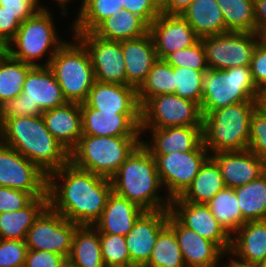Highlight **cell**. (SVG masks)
<instances>
[{"instance_id":"obj_21","label":"cell","mask_w":266,"mask_h":267,"mask_svg":"<svg viewBox=\"0 0 266 267\" xmlns=\"http://www.w3.org/2000/svg\"><path fill=\"white\" fill-rule=\"evenodd\" d=\"M210 156L220 168L225 187L232 189L246 185L266 171V163L249 149L218 152Z\"/></svg>"},{"instance_id":"obj_34","label":"cell","mask_w":266,"mask_h":267,"mask_svg":"<svg viewBox=\"0 0 266 267\" xmlns=\"http://www.w3.org/2000/svg\"><path fill=\"white\" fill-rule=\"evenodd\" d=\"M234 190L246 221L266 220V171L257 179Z\"/></svg>"},{"instance_id":"obj_28","label":"cell","mask_w":266,"mask_h":267,"mask_svg":"<svg viewBox=\"0 0 266 267\" xmlns=\"http://www.w3.org/2000/svg\"><path fill=\"white\" fill-rule=\"evenodd\" d=\"M48 206L49 197L41 196L18 211L0 213V239L25 240L30 227Z\"/></svg>"},{"instance_id":"obj_14","label":"cell","mask_w":266,"mask_h":267,"mask_svg":"<svg viewBox=\"0 0 266 267\" xmlns=\"http://www.w3.org/2000/svg\"><path fill=\"white\" fill-rule=\"evenodd\" d=\"M87 49L95 81L126 85V68L120 41L100 38L92 31H72Z\"/></svg>"},{"instance_id":"obj_48","label":"cell","mask_w":266,"mask_h":267,"mask_svg":"<svg viewBox=\"0 0 266 267\" xmlns=\"http://www.w3.org/2000/svg\"><path fill=\"white\" fill-rule=\"evenodd\" d=\"M24 267H68V259L54 252L28 250Z\"/></svg>"},{"instance_id":"obj_12","label":"cell","mask_w":266,"mask_h":267,"mask_svg":"<svg viewBox=\"0 0 266 267\" xmlns=\"http://www.w3.org/2000/svg\"><path fill=\"white\" fill-rule=\"evenodd\" d=\"M78 226L48 206L28 230L26 246L28 250L54 252L68 259Z\"/></svg>"},{"instance_id":"obj_18","label":"cell","mask_w":266,"mask_h":267,"mask_svg":"<svg viewBox=\"0 0 266 267\" xmlns=\"http://www.w3.org/2000/svg\"><path fill=\"white\" fill-rule=\"evenodd\" d=\"M169 209L145 210L125 236L131 265H146L160 231L168 224Z\"/></svg>"},{"instance_id":"obj_51","label":"cell","mask_w":266,"mask_h":267,"mask_svg":"<svg viewBox=\"0 0 266 267\" xmlns=\"http://www.w3.org/2000/svg\"><path fill=\"white\" fill-rule=\"evenodd\" d=\"M256 33L263 39L266 38V0H253Z\"/></svg>"},{"instance_id":"obj_36","label":"cell","mask_w":266,"mask_h":267,"mask_svg":"<svg viewBox=\"0 0 266 267\" xmlns=\"http://www.w3.org/2000/svg\"><path fill=\"white\" fill-rule=\"evenodd\" d=\"M176 90L175 73L173 67L164 60H157L146 80L137 89V97L142 106L150 97L159 94H174Z\"/></svg>"},{"instance_id":"obj_3","label":"cell","mask_w":266,"mask_h":267,"mask_svg":"<svg viewBox=\"0 0 266 267\" xmlns=\"http://www.w3.org/2000/svg\"><path fill=\"white\" fill-rule=\"evenodd\" d=\"M111 182L115 194L136 203L144 210L170 207L171 199L168 196H159V189L163 187L155 158L142 142L122 163Z\"/></svg>"},{"instance_id":"obj_26","label":"cell","mask_w":266,"mask_h":267,"mask_svg":"<svg viewBox=\"0 0 266 267\" xmlns=\"http://www.w3.org/2000/svg\"><path fill=\"white\" fill-rule=\"evenodd\" d=\"M42 118L48 131L70 153L83 135L80 103L67 102L43 112Z\"/></svg>"},{"instance_id":"obj_52","label":"cell","mask_w":266,"mask_h":267,"mask_svg":"<svg viewBox=\"0 0 266 267\" xmlns=\"http://www.w3.org/2000/svg\"><path fill=\"white\" fill-rule=\"evenodd\" d=\"M193 0H161V12L169 15H181Z\"/></svg>"},{"instance_id":"obj_44","label":"cell","mask_w":266,"mask_h":267,"mask_svg":"<svg viewBox=\"0 0 266 267\" xmlns=\"http://www.w3.org/2000/svg\"><path fill=\"white\" fill-rule=\"evenodd\" d=\"M27 252L25 240L0 239V267H24Z\"/></svg>"},{"instance_id":"obj_27","label":"cell","mask_w":266,"mask_h":267,"mask_svg":"<svg viewBox=\"0 0 266 267\" xmlns=\"http://www.w3.org/2000/svg\"><path fill=\"white\" fill-rule=\"evenodd\" d=\"M144 211L136 203L112 192L100 219L93 226L100 234L125 237Z\"/></svg>"},{"instance_id":"obj_20","label":"cell","mask_w":266,"mask_h":267,"mask_svg":"<svg viewBox=\"0 0 266 267\" xmlns=\"http://www.w3.org/2000/svg\"><path fill=\"white\" fill-rule=\"evenodd\" d=\"M168 225L174 230L186 267H217L226 253L215 243L182 226L171 214Z\"/></svg>"},{"instance_id":"obj_7","label":"cell","mask_w":266,"mask_h":267,"mask_svg":"<svg viewBox=\"0 0 266 267\" xmlns=\"http://www.w3.org/2000/svg\"><path fill=\"white\" fill-rule=\"evenodd\" d=\"M201 113L245 101H260L261 92L253 82L250 66L227 70L208 69L203 75Z\"/></svg>"},{"instance_id":"obj_24","label":"cell","mask_w":266,"mask_h":267,"mask_svg":"<svg viewBox=\"0 0 266 267\" xmlns=\"http://www.w3.org/2000/svg\"><path fill=\"white\" fill-rule=\"evenodd\" d=\"M85 103L100 112H141L137 89L131 85L95 81Z\"/></svg>"},{"instance_id":"obj_43","label":"cell","mask_w":266,"mask_h":267,"mask_svg":"<svg viewBox=\"0 0 266 267\" xmlns=\"http://www.w3.org/2000/svg\"><path fill=\"white\" fill-rule=\"evenodd\" d=\"M249 150L266 163V110L261 105L251 116Z\"/></svg>"},{"instance_id":"obj_38","label":"cell","mask_w":266,"mask_h":267,"mask_svg":"<svg viewBox=\"0 0 266 267\" xmlns=\"http://www.w3.org/2000/svg\"><path fill=\"white\" fill-rule=\"evenodd\" d=\"M224 17L226 32H256L253 0H216Z\"/></svg>"},{"instance_id":"obj_50","label":"cell","mask_w":266,"mask_h":267,"mask_svg":"<svg viewBox=\"0 0 266 267\" xmlns=\"http://www.w3.org/2000/svg\"><path fill=\"white\" fill-rule=\"evenodd\" d=\"M39 0H0V6L12 13H18V20L22 23L35 12L46 9Z\"/></svg>"},{"instance_id":"obj_22","label":"cell","mask_w":266,"mask_h":267,"mask_svg":"<svg viewBox=\"0 0 266 267\" xmlns=\"http://www.w3.org/2000/svg\"><path fill=\"white\" fill-rule=\"evenodd\" d=\"M229 255L238 264L259 266L266 259V220L244 223L231 236Z\"/></svg>"},{"instance_id":"obj_57","label":"cell","mask_w":266,"mask_h":267,"mask_svg":"<svg viewBox=\"0 0 266 267\" xmlns=\"http://www.w3.org/2000/svg\"><path fill=\"white\" fill-rule=\"evenodd\" d=\"M128 267H148L146 265H131V266H128Z\"/></svg>"},{"instance_id":"obj_23","label":"cell","mask_w":266,"mask_h":267,"mask_svg":"<svg viewBox=\"0 0 266 267\" xmlns=\"http://www.w3.org/2000/svg\"><path fill=\"white\" fill-rule=\"evenodd\" d=\"M148 129L151 131L152 141L148 143L142 140V144L152 155L193 151L203 143V126L140 128L141 134Z\"/></svg>"},{"instance_id":"obj_2","label":"cell","mask_w":266,"mask_h":267,"mask_svg":"<svg viewBox=\"0 0 266 267\" xmlns=\"http://www.w3.org/2000/svg\"><path fill=\"white\" fill-rule=\"evenodd\" d=\"M0 142L47 175L70 162V153L48 131L42 115L0 118Z\"/></svg>"},{"instance_id":"obj_9","label":"cell","mask_w":266,"mask_h":267,"mask_svg":"<svg viewBox=\"0 0 266 267\" xmlns=\"http://www.w3.org/2000/svg\"><path fill=\"white\" fill-rule=\"evenodd\" d=\"M65 42L52 57L48 67L54 73L67 102L83 103L95 82L89 53L76 38Z\"/></svg>"},{"instance_id":"obj_40","label":"cell","mask_w":266,"mask_h":267,"mask_svg":"<svg viewBox=\"0 0 266 267\" xmlns=\"http://www.w3.org/2000/svg\"><path fill=\"white\" fill-rule=\"evenodd\" d=\"M175 73L176 95L192 100L201 106L203 96V75L206 71H197L185 67H173Z\"/></svg>"},{"instance_id":"obj_1","label":"cell","mask_w":266,"mask_h":267,"mask_svg":"<svg viewBox=\"0 0 266 267\" xmlns=\"http://www.w3.org/2000/svg\"><path fill=\"white\" fill-rule=\"evenodd\" d=\"M112 192L111 179L81 170L71 162L48 175L49 206L77 225L93 226Z\"/></svg>"},{"instance_id":"obj_33","label":"cell","mask_w":266,"mask_h":267,"mask_svg":"<svg viewBox=\"0 0 266 267\" xmlns=\"http://www.w3.org/2000/svg\"><path fill=\"white\" fill-rule=\"evenodd\" d=\"M33 67L0 49V108L22 93L26 76Z\"/></svg>"},{"instance_id":"obj_16","label":"cell","mask_w":266,"mask_h":267,"mask_svg":"<svg viewBox=\"0 0 266 267\" xmlns=\"http://www.w3.org/2000/svg\"><path fill=\"white\" fill-rule=\"evenodd\" d=\"M170 214L184 227L217 244L227 255L231 248V235L214 217L207 204L172 198Z\"/></svg>"},{"instance_id":"obj_49","label":"cell","mask_w":266,"mask_h":267,"mask_svg":"<svg viewBox=\"0 0 266 267\" xmlns=\"http://www.w3.org/2000/svg\"><path fill=\"white\" fill-rule=\"evenodd\" d=\"M20 25L18 13L9 12L0 6V49H4L14 38Z\"/></svg>"},{"instance_id":"obj_37","label":"cell","mask_w":266,"mask_h":267,"mask_svg":"<svg viewBox=\"0 0 266 267\" xmlns=\"http://www.w3.org/2000/svg\"><path fill=\"white\" fill-rule=\"evenodd\" d=\"M73 31H93L103 20L122 10L120 0H82Z\"/></svg>"},{"instance_id":"obj_30","label":"cell","mask_w":266,"mask_h":267,"mask_svg":"<svg viewBox=\"0 0 266 267\" xmlns=\"http://www.w3.org/2000/svg\"><path fill=\"white\" fill-rule=\"evenodd\" d=\"M181 16L200 38L226 33L224 17L216 0H193Z\"/></svg>"},{"instance_id":"obj_11","label":"cell","mask_w":266,"mask_h":267,"mask_svg":"<svg viewBox=\"0 0 266 267\" xmlns=\"http://www.w3.org/2000/svg\"><path fill=\"white\" fill-rule=\"evenodd\" d=\"M256 32H233L200 38L209 69L227 70L250 66L256 45L262 40Z\"/></svg>"},{"instance_id":"obj_35","label":"cell","mask_w":266,"mask_h":267,"mask_svg":"<svg viewBox=\"0 0 266 267\" xmlns=\"http://www.w3.org/2000/svg\"><path fill=\"white\" fill-rule=\"evenodd\" d=\"M206 204L231 236L247 222L242 216L235 190L232 188L224 187Z\"/></svg>"},{"instance_id":"obj_41","label":"cell","mask_w":266,"mask_h":267,"mask_svg":"<svg viewBox=\"0 0 266 267\" xmlns=\"http://www.w3.org/2000/svg\"><path fill=\"white\" fill-rule=\"evenodd\" d=\"M101 253L106 267L130 266V254L124 236L100 234Z\"/></svg>"},{"instance_id":"obj_17","label":"cell","mask_w":266,"mask_h":267,"mask_svg":"<svg viewBox=\"0 0 266 267\" xmlns=\"http://www.w3.org/2000/svg\"><path fill=\"white\" fill-rule=\"evenodd\" d=\"M83 135L142 136L141 112H100L80 103Z\"/></svg>"},{"instance_id":"obj_54","label":"cell","mask_w":266,"mask_h":267,"mask_svg":"<svg viewBox=\"0 0 266 267\" xmlns=\"http://www.w3.org/2000/svg\"><path fill=\"white\" fill-rule=\"evenodd\" d=\"M260 105L266 110V89L261 92Z\"/></svg>"},{"instance_id":"obj_32","label":"cell","mask_w":266,"mask_h":267,"mask_svg":"<svg viewBox=\"0 0 266 267\" xmlns=\"http://www.w3.org/2000/svg\"><path fill=\"white\" fill-rule=\"evenodd\" d=\"M92 32L103 39L123 41L147 34L149 25L138 15L122 10L103 20Z\"/></svg>"},{"instance_id":"obj_10","label":"cell","mask_w":266,"mask_h":267,"mask_svg":"<svg viewBox=\"0 0 266 267\" xmlns=\"http://www.w3.org/2000/svg\"><path fill=\"white\" fill-rule=\"evenodd\" d=\"M176 126H203L200 105L176 94H159L141 106L140 128Z\"/></svg>"},{"instance_id":"obj_53","label":"cell","mask_w":266,"mask_h":267,"mask_svg":"<svg viewBox=\"0 0 266 267\" xmlns=\"http://www.w3.org/2000/svg\"><path fill=\"white\" fill-rule=\"evenodd\" d=\"M57 1V3L59 4V7H61L62 9V15H67V9L65 7H68L67 6V3L70 1V0H55ZM66 10V11H65Z\"/></svg>"},{"instance_id":"obj_15","label":"cell","mask_w":266,"mask_h":267,"mask_svg":"<svg viewBox=\"0 0 266 267\" xmlns=\"http://www.w3.org/2000/svg\"><path fill=\"white\" fill-rule=\"evenodd\" d=\"M48 175L18 151L0 142V187L48 196Z\"/></svg>"},{"instance_id":"obj_55","label":"cell","mask_w":266,"mask_h":267,"mask_svg":"<svg viewBox=\"0 0 266 267\" xmlns=\"http://www.w3.org/2000/svg\"><path fill=\"white\" fill-rule=\"evenodd\" d=\"M226 267H256V266H244V265L238 264L236 262H233L230 259V261L228 262V264L226 265Z\"/></svg>"},{"instance_id":"obj_25","label":"cell","mask_w":266,"mask_h":267,"mask_svg":"<svg viewBox=\"0 0 266 267\" xmlns=\"http://www.w3.org/2000/svg\"><path fill=\"white\" fill-rule=\"evenodd\" d=\"M120 43L125 59L126 85L138 89L158 60L153 38L148 32L141 37L123 40Z\"/></svg>"},{"instance_id":"obj_47","label":"cell","mask_w":266,"mask_h":267,"mask_svg":"<svg viewBox=\"0 0 266 267\" xmlns=\"http://www.w3.org/2000/svg\"><path fill=\"white\" fill-rule=\"evenodd\" d=\"M251 75L256 88L263 92L266 89V39L255 47L250 63Z\"/></svg>"},{"instance_id":"obj_19","label":"cell","mask_w":266,"mask_h":267,"mask_svg":"<svg viewBox=\"0 0 266 267\" xmlns=\"http://www.w3.org/2000/svg\"><path fill=\"white\" fill-rule=\"evenodd\" d=\"M157 59L163 60L172 52L196 44L200 37L181 15L161 13L150 25Z\"/></svg>"},{"instance_id":"obj_29","label":"cell","mask_w":266,"mask_h":267,"mask_svg":"<svg viewBox=\"0 0 266 267\" xmlns=\"http://www.w3.org/2000/svg\"><path fill=\"white\" fill-rule=\"evenodd\" d=\"M68 267H106L101 253L100 233L94 226L77 227Z\"/></svg>"},{"instance_id":"obj_45","label":"cell","mask_w":266,"mask_h":267,"mask_svg":"<svg viewBox=\"0 0 266 267\" xmlns=\"http://www.w3.org/2000/svg\"><path fill=\"white\" fill-rule=\"evenodd\" d=\"M119 5L141 17L148 25L162 13L161 0H120Z\"/></svg>"},{"instance_id":"obj_56","label":"cell","mask_w":266,"mask_h":267,"mask_svg":"<svg viewBox=\"0 0 266 267\" xmlns=\"http://www.w3.org/2000/svg\"><path fill=\"white\" fill-rule=\"evenodd\" d=\"M257 267H266V259Z\"/></svg>"},{"instance_id":"obj_13","label":"cell","mask_w":266,"mask_h":267,"mask_svg":"<svg viewBox=\"0 0 266 267\" xmlns=\"http://www.w3.org/2000/svg\"><path fill=\"white\" fill-rule=\"evenodd\" d=\"M209 154L204 143H202L193 151L152 155L155 158L162 187H166V190H168L165 195L170 199L179 197L192 183L201 165L210 156Z\"/></svg>"},{"instance_id":"obj_46","label":"cell","mask_w":266,"mask_h":267,"mask_svg":"<svg viewBox=\"0 0 266 267\" xmlns=\"http://www.w3.org/2000/svg\"><path fill=\"white\" fill-rule=\"evenodd\" d=\"M34 197L23 190L0 187V213L18 211L26 207Z\"/></svg>"},{"instance_id":"obj_42","label":"cell","mask_w":266,"mask_h":267,"mask_svg":"<svg viewBox=\"0 0 266 267\" xmlns=\"http://www.w3.org/2000/svg\"><path fill=\"white\" fill-rule=\"evenodd\" d=\"M163 60L172 67H185L197 71L209 69L201 40L188 48L170 53Z\"/></svg>"},{"instance_id":"obj_5","label":"cell","mask_w":266,"mask_h":267,"mask_svg":"<svg viewBox=\"0 0 266 267\" xmlns=\"http://www.w3.org/2000/svg\"><path fill=\"white\" fill-rule=\"evenodd\" d=\"M140 138L82 135L77 146L70 152V162L81 170L111 179L142 142Z\"/></svg>"},{"instance_id":"obj_39","label":"cell","mask_w":266,"mask_h":267,"mask_svg":"<svg viewBox=\"0 0 266 267\" xmlns=\"http://www.w3.org/2000/svg\"><path fill=\"white\" fill-rule=\"evenodd\" d=\"M148 267H186L174 230L167 224L159 233Z\"/></svg>"},{"instance_id":"obj_8","label":"cell","mask_w":266,"mask_h":267,"mask_svg":"<svg viewBox=\"0 0 266 267\" xmlns=\"http://www.w3.org/2000/svg\"><path fill=\"white\" fill-rule=\"evenodd\" d=\"M66 103L52 70L48 66H34L26 76L22 93L0 108V118L41 116Z\"/></svg>"},{"instance_id":"obj_4","label":"cell","mask_w":266,"mask_h":267,"mask_svg":"<svg viewBox=\"0 0 266 267\" xmlns=\"http://www.w3.org/2000/svg\"><path fill=\"white\" fill-rule=\"evenodd\" d=\"M260 101H245L218 108L203 116V143L215 154L249 149L250 121Z\"/></svg>"},{"instance_id":"obj_6","label":"cell","mask_w":266,"mask_h":267,"mask_svg":"<svg viewBox=\"0 0 266 267\" xmlns=\"http://www.w3.org/2000/svg\"><path fill=\"white\" fill-rule=\"evenodd\" d=\"M52 16L48 8L35 12L21 23L14 38L3 50L32 66H48L54 54L66 42L57 34ZM46 53H49L46 63H37L38 59L48 55Z\"/></svg>"},{"instance_id":"obj_31","label":"cell","mask_w":266,"mask_h":267,"mask_svg":"<svg viewBox=\"0 0 266 267\" xmlns=\"http://www.w3.org/2000/svg\"><path fill=\"white\" fill-rule=\"evenodd\" d=\"M225 187L217 162L209 156L192 183L178 197L181 201L206 204Z\"/></svg>"}]
</instances>
